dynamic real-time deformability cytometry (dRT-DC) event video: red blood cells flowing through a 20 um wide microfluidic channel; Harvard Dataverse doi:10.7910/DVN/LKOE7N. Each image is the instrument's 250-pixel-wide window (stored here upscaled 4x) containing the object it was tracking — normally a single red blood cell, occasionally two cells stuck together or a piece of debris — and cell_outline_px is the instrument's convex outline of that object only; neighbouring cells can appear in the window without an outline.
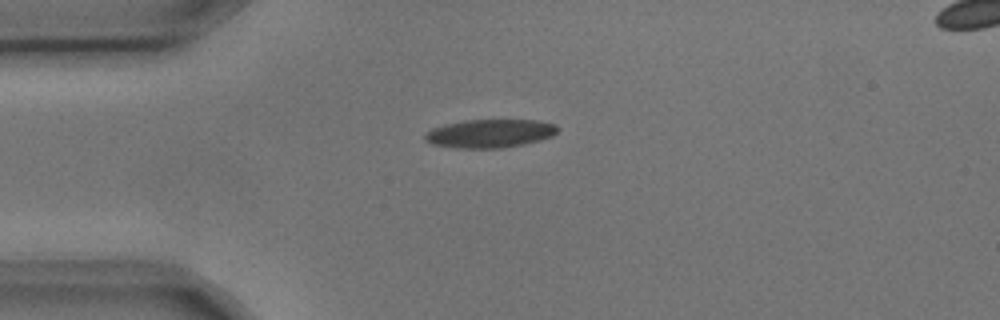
{"species": "common noctule bat (a hibernating species)", "species_latin": "Nyctalus noctula", "temperature_condition": "cold", "stored_images_in_passage": 2, "camera_frame_rate_fps": 3000, "um_per_image_px": 0.085, "animal": {"sex": "male", "body_mass_g": 17.9, "forearm_length_mm": 54.2}, "frame": {"image": 1, "passage_image": 1, "time_ms": 0.0, "image_size_px": [1000, 320], "cell_outline_px": [[560, 128], [552, 136], [524, 144], [500, 148], [456, 148], [432, 144], [424, 140], [424, 136], [432, 128], [464, 120], [540, 120], [556, 124]], "centroid_in_image_um": [41.66, 11.34], "position_along_channel_um": 43.3, "area_um2": 21.91}}